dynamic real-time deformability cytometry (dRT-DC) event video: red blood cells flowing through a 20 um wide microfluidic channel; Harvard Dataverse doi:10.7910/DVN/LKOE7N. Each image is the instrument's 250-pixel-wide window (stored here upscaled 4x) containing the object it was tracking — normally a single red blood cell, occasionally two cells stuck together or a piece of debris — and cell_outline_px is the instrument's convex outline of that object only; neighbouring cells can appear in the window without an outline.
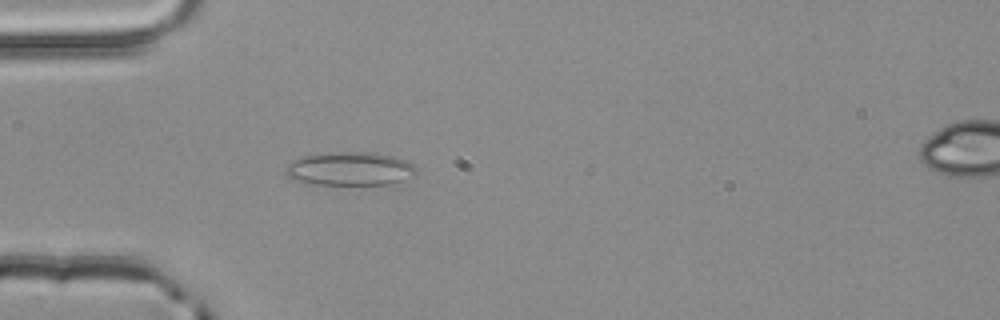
{"species": "common noctule bat (a hibernating species)", "species_latin": "Nyctalus noctula", "temperature_condition": "room temperature", "stored_images_in_passage": 3, "camera_frame_rate_fps": 3000, "um_per_image_px": 0.085, "animal": {"sex": "male", "body_mass_g": 20.4}, "frame": {"image": 1, "passage_image": 3, "time_ms": 0.667, "image_size_px": [1000, 320], "cell_outline_px": [[416, 176], [392, 184], [316, 184], [296, 180], [288, 176], [284, 172], [284, 168], [292, 160], [304, 156], [328, 152], [372, 152], [396, 156], [412, 164], [416, 168]], "centroid_in_image_um": [29.77, 14.34], "position_along_channel_um": 55.2, "area_um2": 25.66}}